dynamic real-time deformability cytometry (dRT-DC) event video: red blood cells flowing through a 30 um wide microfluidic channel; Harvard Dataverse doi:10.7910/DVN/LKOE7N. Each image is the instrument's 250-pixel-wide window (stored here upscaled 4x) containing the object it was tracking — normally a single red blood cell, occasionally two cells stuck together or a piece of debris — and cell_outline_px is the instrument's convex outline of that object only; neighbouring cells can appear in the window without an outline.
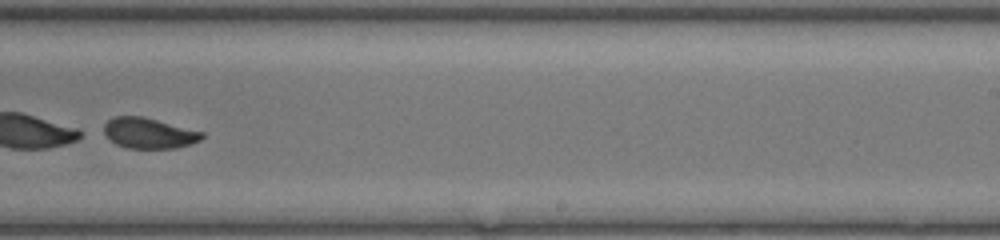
{"species": "common noctule bat (a hibernating species)", "species_latin": "Nyctalus noctula", "temperature_condition": "room temperature", "stored_images_in_passage": 40, "segment_of_instrument_passage": [2, 2], "camera_frame_rate_fps": 3000, "um_per_image_px": 0.085, "animal": {"sex": "female", "body_mass_g": 17.0, "forearm_length_mm": 48.0}, "frame": {"image": 1, "passage_image": 22, "time_ms": 7.0, "image_size_px": [1000, 240], "cell_outline_px": [[204, 136], [200, 140], [192, 144], [176, 148], [128, 148], [116, 144], [108, 140], [104, 132], [104, 124], [112, 116], [140, 116], [204, 132]], "centroid_in_image_um": [12.63, 11.32], "position_along_channel_um": 276.4, "area_um2": 17.46}}